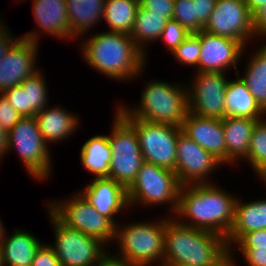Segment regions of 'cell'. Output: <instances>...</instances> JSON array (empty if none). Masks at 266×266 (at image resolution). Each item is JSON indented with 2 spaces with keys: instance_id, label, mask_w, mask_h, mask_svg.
<instances>
[{
  "instance_id": "cell-4",
  "label": "cell",
  "mask_w": 266,
  "mask_h": 266,
  "mask_svg": "<svg viewBox=\"0 0 266 266\" xmlns=\"http://www.w3.org/2000/svg\"><path fill=\"white\" fill-rule=\"evenodd\" d=\"M173 84L154 79L141 89V99L137 107L132 109L126 105H118L116 111L123 118H137L181 127L189 112L188 91L186 85Z\"/></svg>"
},
{
  "instance_id": "cell-20",
  "label": "cell",
  "mask_w": 266,
  "mask_h": 266,
  "mask_svg": "<svg viewBox=\"0 0 266 266\" xmlns=\"http://www.w3.org/2000/svg\"><path fill=\"white\" fill-rule=\"evenodd\" d=\"M33 15L42 33L47 32L63 40L73 39L69 31L66 0H33Z\"/></svg>"
},
{
  "instance_id": "cell-26",
  "label": "cell",
  "mask_w": 266,
  "mask_h": 266,
  "mask_svg": "<svg viewBox=\"0 0 266 266\" xmlns=\"http://www.w3.org/2000/svg\"><path fill=\"white\" fill-rule=\"evenodd\" d=\"M80 159L84 169L95 178L109 177L111 146L108 135L90 137L81 147Z\"/></svg>"
},
{
  "instance_id": "cell-36",
  "label": "cell",
  "mask_w": 266,
  "mask_h": 266,
  "mask_svg": "<svg viewBox=\"0 0 266 266\" xmlns=\"http://www.w3.org/2000/svg\"><path fill=\"white\" fill-rule=\"evenodd\" d=\"M21 118L22 116L0 93V126L8 133Z\"/></svg>"
},
{
  "instance_id": "cell-8",
  "label": "cell",
  "mask_w": 266,
  "mask_h": 266,
  "mask_svg": "<svg viewBox=\"0 0 266 266\" xmlns=\"http://www.w3.org/2000/svg\"><path fill=\"white\" fill-rule=\"evenodd\" d=\"M47 209L61 223L103 242L106 247L115 238V224L106 216L98 213L81 192L71 198L47 204Z\"/></svg>"
},
{
  "instance_id": "cell-21",
  "label": "cell",
  "mask_w": 266,
  "mask_h": 266,
  "mask_svg": "<svg viewBox=\"0 0 266 266\" xmlns=\"http://www.w3.org/2000/svg\"><path fill=\"white\" fill-rule=\"evenodd\" d=\"M44 142L57 143L72 135L78 128L79 119L63 108L46 106L35 115ZM59 140V141H58Z\"/></svg>"
},
{
  "instance_id": "cell-44",
  "label": "cell",
  "mask_w": 266,
  "mask_h": 266,
  "mask_svg": "<svg viewBox=\"0 0 266 266\" xmlns=\"http://www.w3.org/2000/svg\"><path fill=\"white\" fill-rule=\"evenodd\" d=\"M109 252L100 262L99 266H139L133 263L117 259Z\"/></svg>"
},
{
  "instance_id": "cell-41",
  "label": "cell",
  "mask_w": 266,
  "mask_h": 266,
  "mask_svg": "<svg viewBox=\"0 0 266 266\" xmlns=\"http://www.w3.org/2000/svg\"><path fill=\"white\" fill-rule=\"evenodd\" d=\"M248 266H266V248H237Z\"/></svg>"
},
{
  "instance_id": "cell-39",
  "label": "cell",
  "mask_w": 266,
  "mask_h": 266,
  "mask_svg": "<svg viewBox=\"0 0 266 266\" xmlns=\"http://www.w3.org/2000/svg\"><path fill=\"white\" fill-rule=\"evenodd\" d=\"M196 9V33L203 30L214 10L216 0H192Z\"/></svg>"
},
{
  "instance_id": "cell-18",
  "label": "cell",
  "mask_w": 266,
  "mask_h": 266,
  "mask_svg": "<svg viewBox=\"0 0 266 266\" xmlns=\"http://www.w3.org/2000/svg\"><path fill=\"white\" fill-rule=\"evenodd\" d=\"M96 211L108 217L115 225V214L130 208L127 199V189L120 183L108 177L94 178L81 191Z\"/></svg>"
},
{
  "instance_id": "cell-5",
  "label": "cell",
  "mask_w": 266,
  "mask_h": 266,
  "mask_svg": "<svg viewBox=\"0 0 266 266\" xmlns=\"http://www.w3.org/2000/svg\"><path fill=\"white\" fill-rule=\"evenodd\" d=\"M165 229L166 218L154 223L132 222L125 226H120L118 222L114 240L119 244L120 252L112 256L139 266H150L156 262L163 266Z\"/></svg>"
},
{
  "instance_id": "cell-34",
  "label": "cell",
  "mask_w": 266,
  "mask_h": 266,
  "mask_svg": "<svg viewBox=\"0 0 266 266\" xmlns=\"http://www.w3.org/2000/svg\"><path fill=\"white\" fill-rule=\"evenodd\" d=\"M190 33L176 20L169 19L163 29L159 41L165 42V47L172 53Z\"/></svg>"
},
{
  "instance_id": "cell-17",
  "label": "cell",
  "mask_w": 266,
  "mask_h": 266,
  "mask_svg": "<svg viewBox=\"0 0 266 266\" xmlns=\"http://www.w3.org/2000/svg\"><path fill=\"white\" fill-rule=\"evenodd\" d=\"M182 132L226 165V142L222 120L188 112Z\"/></svg>"
},
{
  "instance_id": "cell-27",
  "label": "cell",
  "mask_w": 266,
  "mask_h": 266,
  "mask_svg": "<svg viewBox=\"0 0 266 266\" xmlns=\"http://www.w3.org/2000/svg\"><path fill=\"white\" fill-rule=\"evenodd\" d=\"M168 20L165 15H157L139 5L130 37L145 55L147 44L159 41Z\"/></svg>"
},
{
  "instance_id": "cell-30",
  "label": "cell",
  "mask_w": 266,
  "mask_h": 266,
  "mask_svg": "<svg viewBox=\"0 0 266 266\" xmlns=\"http://www.w3.org/2000/svg\"><path fill=\"white\" fill-rule=\"evenodd\" d=\"M41 71H37L20 83L21 86H28L29 117L35 116L49 105L47 83Z\"/></svg>"
},
{
  "instance_id": "cell-22",
  "label": "cell",
  "mask_w": 266,
  "mask_h": 266,
  "mask_svg": "<svg viewBox=\"0 0 266 266\" xmlns=\"http://www.w3.org/2000/svg\"><path fill=\"white\" fill-rule=\"evenodd\" d=\"M262 119L224 117L222 124L226 142V164L244 160L249 151L252 132L255 124Z\"/></svg>"
},
{
  "instance_id": "cell-46",
  "label": "cell",
  "mask_w": 266,
  "mask_h": 266,
  "mask_svg": "<svg viewBox=\"0 0 266 266\" xmlns=\"http://www.w3.org/2000/svg\"><path fill=\"white\" fill-rule=\"evenodd\" d=\"M250 13L253 15L258 9L266 5V0H244Z\"/></svg>"
},
{
  "instance_id": "cell-38",
  "label": "cell",
  "mask_w": 266,
  "mask_h": 266,
  "mask_svg": "<svg viewBox=\"0 0 266 266\" xmlns=\"http://www.w3.org/2000/svg\"><path fill=\"white\" fill-rule=\"evenodd\" d=\"M139 5L157 15H165L172 19L174 14V0H139Z\"/></svg>"
},
{
  "instance_id": "cell-40",
  "label": "cell",
  "mask_w": 266,
  "mask_h": 266,
  "mask_svg": "<svg viewBox=\"0 0 266 266\" xmlns=\"http://www.w3.org/2000/svg\"><path fill=\"white\" fill-rule=\"evenodd\" d=\"M239 248H266V229L246 233L236 244Z\"/></svg>"
},
{
  "instance_id": "cell-48",
  "label": "cell",
  "mask_w": 266,
  "mask_h": 266,
  "mask_svg": "<svg viewBox=\"0 0 266 266\" xmlns=\"http://www.w3.org/2000/svg\"><path fill=\"white\" fill-rule=\"evenodd\" d=\"M256 175L260 178V180H263V183H265L266 186V166L258 171Z\"/></svg>"
},
{
  "instance_id": "cell-13",
  "label": "cell",
  "mask_w": 266,
  "mask_h": 266,
  "mask_svg": "<svg viewBox=\"0 0 266 266\" xmlns=\"http://www.w3.org/2000/svg\"><path fill=\"white\" fill-rule=\"evenodd\" d=\"M223 72H195L187 86L189 112L222 120L225 117V93L229 82Z\"/></svg>"
},
{
  "instance_id": "cell-1",
  "label": "cell",
  "mask_w": 266,
  "mask_h": 266,
  "mask_svg": "<svg viewBox=\"0 0 266 266\" xmlns=\"http://www.w3.org/2000/svg\"><path fill=\"white\" fill-rule=\"evenodd\" d=\"M236 200L235 195L214 183L183 185L172 216L184 225L226 238L234 222Z\"/></svg>"
},
{
  "instance_id": "cell-42",
  "label": "cell",
  "mask_w": 266,
  "mask_h": 266,
  "mask_svg": "<svg viewBox=\"0 0 266 266\" xmlns=\"http://www.w3.org/2000/svg\"><path fill=\"white\" fill-rule=\"evenodd\" d=\"M2 20H0L1 22ZM5 22L0 23V59L12 48V46L21 38H15L11 35L9 28L4 25Z\"/></svg>"
},
{
  "instance_id": "cell-24",
  "label": "cell",
  "mask_w": 266,
  "mask_h": 266,
  "mask_svg": "<svg viewBox=\"0 0 266 266\" xmlns=\"http://www.w3.org/2000/svg\"><path fill=\"white\" fill-rule=\"evenodd\" d=\"M66 5L69 31L75 40L103 19L105 0H66Z\"/></svg>"
},
{
  "instance_id": "cell-49",
  "label": "cell",
  "mask_w": 266,
  "mask_h": 266,
  "mask_svg": "<svg viewBox=\"0 0 266 266\" xmlns=\"http://www.w3.org/2000/svg\"><path fill=\"white\" fill-rule=\"evenodd\" d=\"M1 219H0V245L2 244L4 238L6 237V230L3 226V223H1Z\"/></svg>"
},
{
  "instance_id": "cell-31",
  "label": "cell",
  "mask_w": 266,
  "mask_h": 266,
  "mask_svg": "<svg viewBox=\"0 0 266 266\" xmlns=\"http://www.w3.org/2000/svg\"><path fill=\"white\" fill-rule=\"evenodd\" d=\"M255 174L266 166V119L259 120L253 129L248 155L245 161Z\"/></svg>"
},
{
  "instance_id": "cell-50",
  "label": "cell",
  "mask_w": 266,
  "mask_h": 266,
  "mask_svg": "<svg viewBox=\"0 0 266 266\" xmlns=\"http://www.w3.org/2000/svg\"><path fill=\"white\" fill-rule=\"evenodd\" d=\"M259 37H261V38H264L265 39V37H266V34H263V35H260V36H258L257 38H259ZM263 46L262 47H260L259 49H257L265 58H266V44H262Z\"/></svg>"
},
{
  "instance_id": "cell-12",
  "label": "cell",
  "mask_w": 266,
  "mask_h": 266,
  "mask_svg": "<svg viewBox=\"0 0 266 266\" xmlns=\"http://www.w3.org/2000/svg\"><path fill=\"white\" fill-rule=\"evenodd\" d=\"M203 30L237 40L244 47L248 40L256 37L253 15L244 0H216L214 10Z\"/></svg>"
},
{
  "instance_id": "cell-16",
  "label": "cell",
  "mask_w": 266,
  "mask_h": 266,
  "mask_svg": "<svg viewBox=\"0 0 266 266\" xmlns=\"http://www.w3.org/2000/svg\"><path fill=\"white\" fill-rule=\"evenodd\" d=\"M201 53L198 60V72H223L234 68L241 59L245 47L237 40L214 35L205 30L199 31ZM244 50V51H243ZM232 67V68H231Z\"/></svg>"
},
{
  "instance_id": "cell-9",
  "label": "cell",
  "mask_w": 266,
  "mask_h": 266,
  "mask_svg": "<svg viewBox=\"0 0 266 266\" xmlns=\"http://www.w3.org/2000/svg\"><path fill=\"white\" fill-rule=\"evenodd\" d=\"M108 141L111 146L109 177L126 189L144 163L135 129L116 111Z\"/></svg>"
},
{
  "instance_id": "cell-28",
  "label": "cell",
  "mask_w": 266,
  "mask_h": 266,
  "mask_svg": "<svg viewBox=\"0 0 266 266\" xmlns=\"http://www.w3.org/2000/svg\"><path fill=\"white\" fill-rule=\"evenodd\" d=\"M138 7V0H105L103 20L107 31L130 35Z\"/></svg>"
},
{
  "instance_id": "cell-10",
  "label": "cell",
  "mask_w": 266,
  "mask_h": 266,
  "mask_svg": "<svg viewBox=\"0 0 266 266\" xmlns=\"http://www.w3.org/2000/svg\"><path fill=\"white\" fill-rule=\"evenodd\" d=\"M54 227V249L61 266H99L109 253L99 239L86 235L61 223L50 211Z\"/></svg>"
},
{
  "instance_id": "cell-47",
  "label": "cell",
  "mask_w": 266,
  "mask_h": 266,
  "mask_svg": "<svg viewBox=\"0 0 266 266\" xmlns=\"http://www.w3.org/2000/svg\"><path fill=\"white\" fill-rule=\"evenodd\" d=\"M233 254L232 250H230V252L214 266H236L235 259L233 258L234 256H232Z\"/></svg>"
},
{
  "instance_id": "cell-25",
  "label": "cell",
  "mask_w": 266,
  "mask_h": 266,
  "mask_svg": "<svg viewBox=\"0 0 266 266\" xmlns=\"http://www.w3.org/2000/svg\"><path fill=\"white\" fill-rule=\"evenodd\" d=\"M41 244L34 234L15 228L13 234H6L1 244L4 266H30Z\"/></svg>"
},
{
  "instance_id": "cell-11",
  "label": "cell",
  "mask_w": 266,
  "mask_h": 266,
  "mask_svg": "<svg viewBox=\"0 0 266 266\" xmlns=\"http://www.w3.org/2000/svg\"><path fill=\"white\" fill-rule=\"evenodd\" d=\"M136 131L144 162L175 171L178 126L124 118Z\"/></svg>"
},
{
  "instance_id": "cell-45",
  "label": "cell",
  "mask_w": 266,
  "mask_h": 266,
  "mask_svg": "<svg viewBox=\"0 0 266 266\" xmlns=\"http://www.w3.org/2000/svg\"><path fill=\"white\" fill-rule=\"evenodd\" d=\"M8 133L0 126V161L7 156V139H8Z\"/></svg>"
},
{
  "instance_id": "cell-29",
  "label": "cell",
  "mask_w": 266,
  "mask_h": 266,
  "mask_svg": "<svg viewBox=\"0 0 266 266\" xmlns=\"http://www.w3.org/2000/svg\"><path fill=\"white\" fill-rule=\"evenodd\" d=\"M251 56L241 80L266 111V58L258 50Z\"/></svg>"
},
{
  "instance_id": "cell-2",
  "label": "cell",
  "mask_w": 266,
  "mask_h": 266,
  "mask_svg": "<svg viewBox=\"0 0 266 266\" xmlns=\"http://www.w3.org/2000/svg\"><path fill=\"white\" fill-rule=\"evenodd\" d=\"M166 218L163 266H214L229 252L226 238Z\"/></svg>"
},
{
  "instance_id": "cell-7",
  "label": "cell",
  "mask_w": 266,
  "mask_h": 266,
  "mask_svg": "<svg viewBox=\"0 0 266 266\" xmlns=\"http://www.w3.org/2000/svg\"><path fill=\"white\" fill-rule=\"evenodd\" d=\"M7 136V152L17 151L31 178L44 181L51 176L50 149L43 140L35 116L22 117Z\"/></svg>"
},
{
  "instance_id": "cell-15",
  "label": "cell",
  "mask_w": 266,
  "mask_h": 266,
  "mask_svg": "<svg viewBox=\"0 0 266 266\" xmlns=\"http://www.w3.org/2000/svg\"><path fill=\"white\" fill-rule=\"evenodd\" d=\"M223 165L212 154L181 132L177 138L175 173L181 185L213 183L210 174Z\"/></svg>"
},
{
  "instance_id": "cell-19",
  "label": "cell",
  "mask_w": 266,
  "mask_h": 266,
  "mask_svg": "<svg viewBox=\"0 0 266 266\" xmlns=\"http://www.w3.org/2000/svg\"><path fill=\"white\" fill-rule=\"evenodd\" d=\"M266 229V198L242 202L237 197L233 225L226 237L230 250L248 232Z\"/></svg>"
},
{
  "instance_id": "cell-14",
  "label": "cell",
  "mask_w": 266,
  "mask_h": 266,
  "mask_svg": "<svg viewBox=\"0 0 266 266\" xmlns=\"http://www.w3.org/2000/svg\"><path fill=\"white\" fill-rule=\"evenodd\" d=\"M40 34L39 31H31L21 36L6 55L0 59V93L20 85L26 78L39 71L34 63L37 62Z\"/></svg>"
},
{
  "instance_id": "cell-3",
  "label": "cell",
  "mask_w": 266,
  "mask_h": 266,
  "mask_svg": "<svg viewBox=\"0 0 266 266\" xmlns=\"http://www.w3.org/2000/svg\"><path fill=\"white\" fill-rule=\"evenodd\" d=\"M81 51L93 69L119 81L138 78L147 61L130 35L120 32L103 31L89 35L83 41Z\"/></svg>"
},
{
  "instance_id": "cell-6",
  "label": "cell",
  "mask_w": 266,
  "mask_h": 266,
  "mask_svg": "<svg viewBox=\"0 0 266 266\" xmlns=\"http://www.w3.org/2000/svg\"><path fill=\"white\" fill-rule=\"evenodd\" d=\"M181 187L175 171L144 162L135 180L127 188L128 204L132 209L134 204L139 203L144 206L170 203L169 210L175 214Z\"/></svg>"
},
{
  "instance_id": "cell-43",
  "label": "cell",
  "mask_w": 266,
  "mask_h": 266,
  "mask_svg": "<svg viewBox=\"0 0 266 266\" xmlns=\"http://www.w3.org/2000/svg\"><path fill=\"white\" fill-rule=\"evenodd\" d=\"M253 30L256 37L266 34V5L253 14Z\"/></svg>"
},
{
  "instance_id": "cell-32",
  "label": "cell",
  "mask_w": 266,
  "mask_h": 266,
  "mask_svg": "<svg viewBox=\"0 0 266 266\" xmlns=\"http://www.w3.org/2000/svg\"><path fill=\"white\" fill-rule=\"evenodd\" d=\"M201 53L199 32L190 33L186 39L171 53L182 65L196 66L198 72V60Z\"/></svg>"
},
{
  "instance_id": "cell-51",
  "label": "cell",
  "mask_w": 266,
  "mask_h": 266,
  "mask_svg": "<svg viewBox=\"0 0 266 266\" xmlns=\"http://www.w3.org/2000/svg\"><path fill=\"white\" fill-rule=\"evenodd\" d=\"M0 266H4V263H3V248H2L1 245H0Z\"/></svg>"
},
{
  "instance_id": "cell-35",
  "label": "cell",
  "mask_w": 266,
  "mask_h": 266,
  "mask_svg": "<svg viewBox=\"0 0 266 266\" xmlns=\"http://www.w3.org/2000/svg\"><path fill=\"white\" fill-rule=\"evenodd\" d=\"M2 94L22 117H29L28 86L16 85Z\"/></svg>"
},
{
  "instance_id": "cell-33",
  "label": "cell",
  "mask_w": 266,
  "mask_h": 266,
  "mask_svg": "<svg viewBox=\"0 0 266 266\" xmlns=\"http://www.w3.org/2000/svg\"><path fill=\"white\" fill-rule=\"evenodd\" d=\"M172 19L178 21L189 33H196V9L192 0H174Z\"/></svg>"
},
{
  "instance_id": "cell-37",
  "label": "cell",
  "mask_w": 266,
  "mask_h": 266,
  "mask_svg": "<svg viewBox=\"0 0 266 266\" xmlns=\"http://www.w3.org/2000/svg\"><path fill=\"white\" fill-rule=\"evenodd\" d=\"M31 266H61L50 244H42L36 250Z\"/></svg>"
},
{
  "instance_id": "cell-23",
  "label": "cell",
  "mask_w": 266,
  "mask_h": 266,
  "mask_svg": "<svg viewBox=\"0 0 266 266\" xmlns=\"http://www.w3.org/2000/svg\"><path fill=\"white\" fill-rule=\"evenodd\" d=\"M225 117L264 119L266 111L258 104L237 73L236 80H229L225 93Z\"/></svg>"
}]
</instances>
